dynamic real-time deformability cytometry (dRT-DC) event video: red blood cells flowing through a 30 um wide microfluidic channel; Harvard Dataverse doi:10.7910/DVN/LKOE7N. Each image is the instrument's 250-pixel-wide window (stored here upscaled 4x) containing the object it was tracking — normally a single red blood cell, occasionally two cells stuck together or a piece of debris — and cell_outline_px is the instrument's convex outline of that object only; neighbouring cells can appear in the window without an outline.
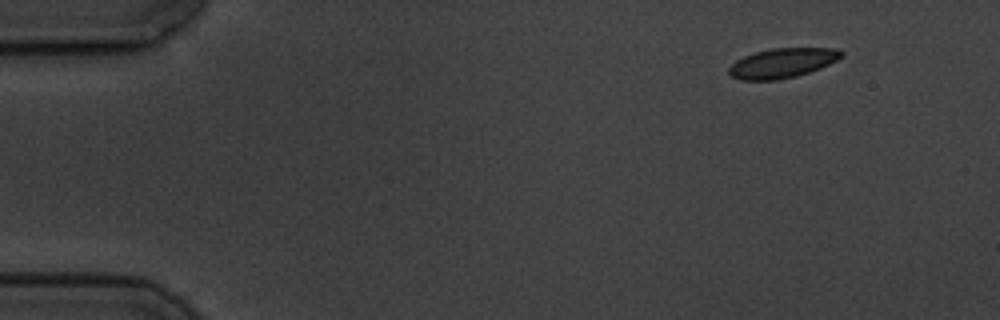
{"species": "common noctule bat (a hibernating species)", "species_latin": "Nyctalus noctula", "temperature_condition": "cold", "stored_images_in_passage": 3, "camera_frame_rate_fps": 3000, "um_per_image_px": 0.085, "animal": {"sex": "male", "body_mass_g": 19.5, "forearm_length_mm": 54.6}, "frame": {"image": 1, "passage_image": 3, "time_ms": 6.333, "image_size_px": [1000, 320], "cell_outline_px": [[844, 56], [820, 68], [796, 76], [776, 80], [740, 80], [732, 76], [728, 72], [728, 68], [736, 60], [744, 56], [756, 52], [772, 48], [836, 48], [844, 52]], "centroid_in_image_um": [66.5, 5.35], "position_along_channel_um": 18.5, "area_um2": 19.36}}